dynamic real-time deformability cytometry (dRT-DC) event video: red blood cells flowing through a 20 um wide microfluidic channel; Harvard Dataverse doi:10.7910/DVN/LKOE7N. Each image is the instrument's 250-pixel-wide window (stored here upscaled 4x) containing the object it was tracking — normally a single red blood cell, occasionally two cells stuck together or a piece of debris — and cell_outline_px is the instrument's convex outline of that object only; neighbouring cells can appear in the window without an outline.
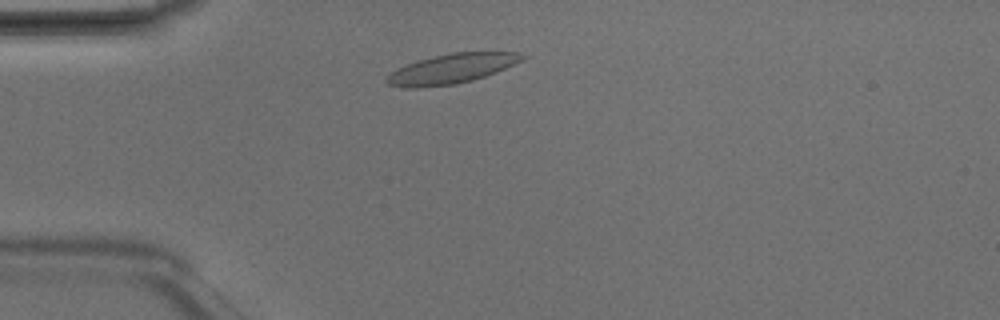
{"species": "Egyptian fruit bat (a non-hibernating species)", "species_latin": "Rousettus aegyptiacus", "temperature_condition": "room temperature", "stored_images_in_passage": 2, "camera_frame_rate_fps": 3000, "um_per_image_px": 0.085, "animal": {"sex": "male"}, "frame": {"image": 1, "passage_image": 1, "time_ms": 0.0, "image_size_px": [1000, 320], "cell_outline_px": [[528, 56], [496, 72], [472, 80], [456, 84], [416, 88], [404, 88], [388, 84], [384, 80], [392, 72], [416, 60], [432, 56], [452, 52], [520, 52]], "centroid_in_image_um": [38.36, 5.84], "position_along_channel_um": 46.6, "area_um2": 23.24}}